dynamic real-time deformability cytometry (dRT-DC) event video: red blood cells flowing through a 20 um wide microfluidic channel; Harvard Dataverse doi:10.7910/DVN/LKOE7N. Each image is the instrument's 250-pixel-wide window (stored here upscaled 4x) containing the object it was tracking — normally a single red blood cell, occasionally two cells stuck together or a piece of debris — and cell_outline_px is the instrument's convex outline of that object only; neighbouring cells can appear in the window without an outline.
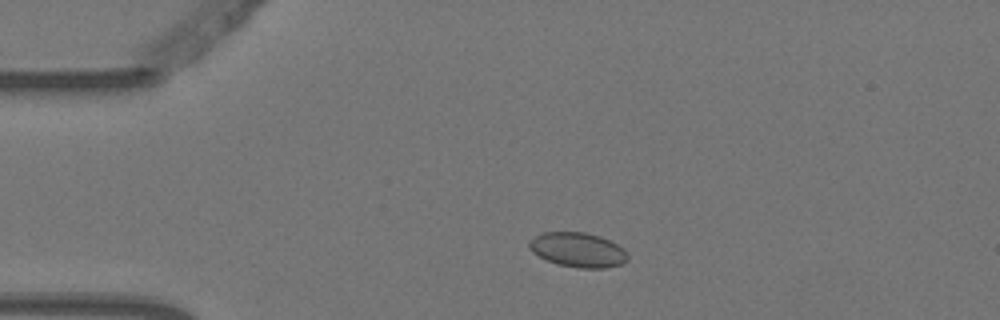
{"species": "Egyptian fruit bat (a non-hibernating species)", "species_latin": "Rousettus aegyptiacus", "temperature_condition": "warm", "stored_images_in_passage": 4, "camera_frame_rate_fps": 3000, "um_per_image_px": 0.085, "animal": {"sex": "female"}, "frame": {"image": 1, "passage_image": 3, "time_ms": 0.667, "image_size_px": [1000, 320], "cell_outline_px": [[628, 260], [620, 264], [604, 268], [576, 268], [556, 264], [532, 252], [528, 248], [528, 244], [536, 236], [544, 232], [584, 232], [600, 236], [624, 248], [628, 256]], "centroid_in_image_um": [49.13, 21.24], "position_along_channel_um": 35.9, "area_um2": 19.77}}